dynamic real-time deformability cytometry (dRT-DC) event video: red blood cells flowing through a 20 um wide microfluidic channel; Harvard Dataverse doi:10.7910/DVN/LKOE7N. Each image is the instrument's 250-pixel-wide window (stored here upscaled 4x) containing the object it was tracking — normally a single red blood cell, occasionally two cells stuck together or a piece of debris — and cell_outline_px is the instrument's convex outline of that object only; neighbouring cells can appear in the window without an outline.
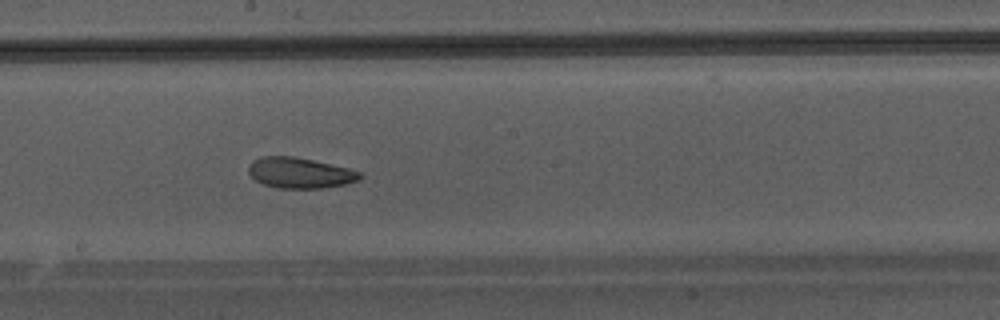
{"species": "Egyptian fruit bat (a non-hibernating species)", "species_latin": "Rousettus aegyptiacus", "temperature_condition": "warm", "stored_images_in_passage": 48, "camera_frame_rate_fps": 3000, "um_per_image_px": 0.085, "animal": {"sex": "male"}, "frame": {"image": 1, "passage_image": 28, "time_ms": 9.0, "image_size_px": [1000, 320], "cell_outline_px": [[364, 176], [360, 180], [344, 184], [320, 188], [276, 188], [264, 184], [256, 180], [248, 172], [248, 164], [252, 160], [264, 156], [292, 156], [312, 160], [348, 168], [360, 172]], "centroid_in_image_um": [25.48, 14.69], "position_along_channel_um": 222.7, "area_um2": 19.83}}